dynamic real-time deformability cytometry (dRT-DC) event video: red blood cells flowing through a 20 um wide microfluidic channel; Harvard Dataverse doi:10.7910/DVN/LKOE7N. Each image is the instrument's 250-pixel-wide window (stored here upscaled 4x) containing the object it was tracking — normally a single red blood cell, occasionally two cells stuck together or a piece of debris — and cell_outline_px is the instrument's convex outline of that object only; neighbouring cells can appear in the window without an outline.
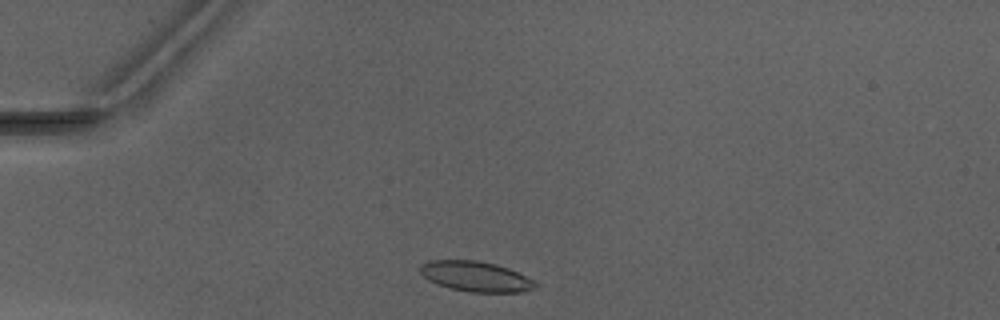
{"species": "Egyptian fruit bat (a non-hibernating species)", "species_latin": "Rousettus aegyptiacus", "temperature_condition": "warm", "stored_images_in_passage": 3, "camera_frame_rate_fps": 3000, "um_per_image_px": 0.085, "animal": {"sex": "male"}, "frame": {"image": 1, "passage_image": 1, "time_ms": 0.0, "image_size_px": [1000, 320], "cell_outline_px": [[536, 288], [524, 292], [472, 292], [452, 288], [436, 284], [428, 280], [420, 272], [420, 264], [428, 260], [476, 260], [496, 264], [508, 268], [532, 280], [536, 284]], "centroid_in_image_um": [40.4, 23.49], "position_along_channel_um": 44.6, "area_um2": 20.17}}